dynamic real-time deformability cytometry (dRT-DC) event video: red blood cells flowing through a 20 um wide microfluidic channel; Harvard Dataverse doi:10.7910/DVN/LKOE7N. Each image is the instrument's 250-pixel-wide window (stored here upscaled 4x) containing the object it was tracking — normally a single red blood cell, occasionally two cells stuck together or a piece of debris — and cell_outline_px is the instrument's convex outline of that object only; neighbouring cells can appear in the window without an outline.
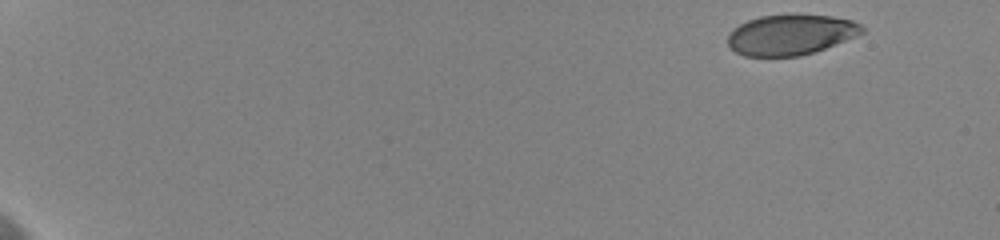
{"species": "human", "species_latin": "Homo sapiens", "temperature_condition": "cold", "stored_images_in_passage": 5, "camera_frame_rate_fps": 3000, "um_per_image_px": 0.085, "donor": {"sex": "female"}, "frame": {"image": 1, "passage_image": 1, "time_ms": 0.0, "image_size_px": [1000, 240], "cell_outline_px": [[864, 32], [856, 36], [824, 48], [800, 56], [744, 56], [736, 52], [728, 44], [728, 36], [740, 24], [748, 20], [760, 16], [832, 16], [852, 20], [860, 24], [864, 28]], "centroid_in_image_um": [67.22, 2.97], "position_along_channel_um": 17.8, "area_um2": 30.87}}
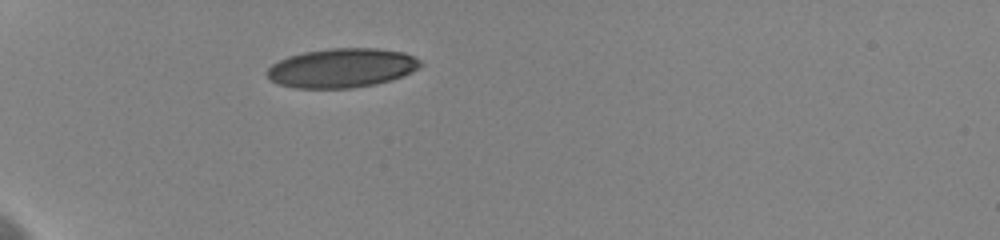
{"frame": {"image": 2, "passage_image": 5, "time_ms": 5.0, "image_size_px": [1000, 240], "cell_outline_px": [[424, 64], [412, 72], [404, 76], [392, 80], [376, 84], [352, 88], [296, 88], [280, 84], [272, 80], [264, 72], [272, 64], [288, 56], [304, 52], [328, 48], [376, 48], [404, 52], [420, 60]], "centroid_in_image_um": [29.08, 5.77], "position_along_channel_um": 55.9, "area_um2": 35.2}}